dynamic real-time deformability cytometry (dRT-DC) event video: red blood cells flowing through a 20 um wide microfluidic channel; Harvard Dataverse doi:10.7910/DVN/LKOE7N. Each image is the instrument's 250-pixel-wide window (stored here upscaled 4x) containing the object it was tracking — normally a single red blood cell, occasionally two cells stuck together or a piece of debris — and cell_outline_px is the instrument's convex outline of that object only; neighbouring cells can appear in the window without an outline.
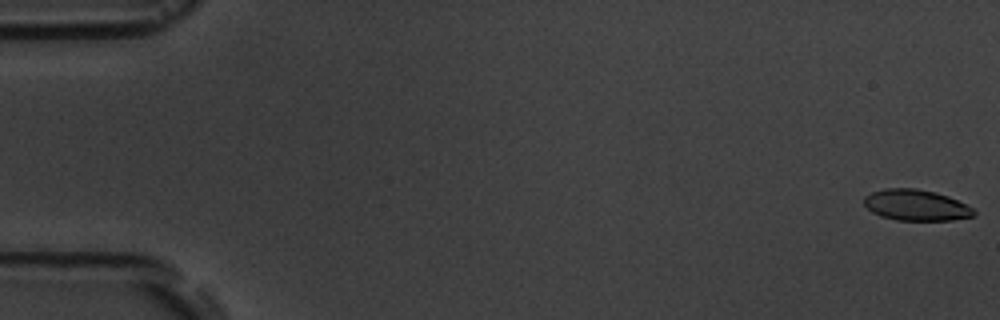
{"species": "common noctule bat (a hibernating species)", "species_latin": "Nyctalus noctula", "temperature_condition": "room temperature", "stored_images_in_passage": 8, "camera_frame_rate_fps": 3000, "um_per_image_px": 0.085, "animal": {"sex": "male", "body_mass_g": 19.5, "forearm_length_mm": 54.6}, "frame": {"image": 1, "passage_image": 1, "time_ms": 0.0, "image_size_px": [1000, 320], "cell_outline_px": [[976, 216], [952, 220], [896, 220], [880, 216], [872, 212], [864, 204], [864, 196], [872, 192], [884, 188], [916, 188], [936, 192], [948, 196], [972, 208], [976, 212]], "centroid_in_image_um": [77.85, 17.43], "position_along_channel_um": 7.1, "area_um2": 19.88}}
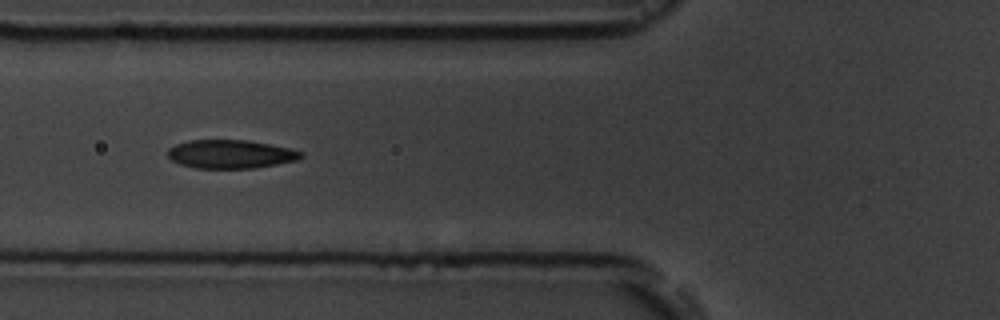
{"frame": {"image": 2, "passage_image": 7, "time_ms": 7.0, "image_size_px": [1000, 320], "cell_outline_px": [[304, 156], [296, 160], [276, 164], [252, 168], [196, 168], [180, 164], [172, 160], [168, 156], [168, 148], [176, 144], [188, 140], [248, 140], [288, 148], [304, 152]], "centroid_in_image_um": [19.58, 13.09], "position_along_channel_um": 106.2, "area_um2": 22.02}}
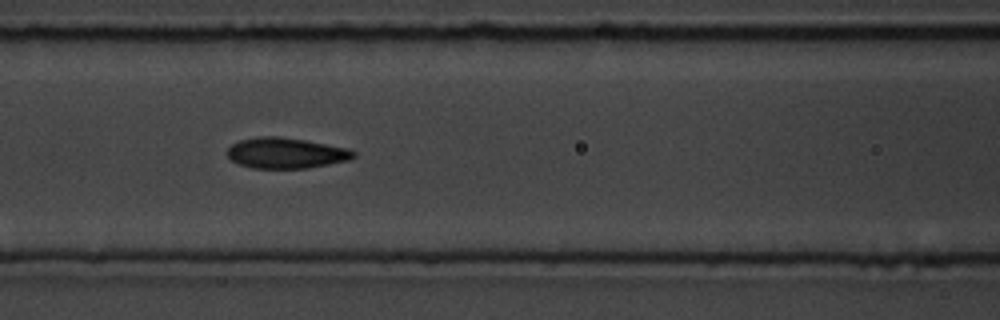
{"frame": {"image": 3, "passage_image": 8, "time_ms": 8.0, "image_size_px": [1000, 320], "cell_outline_px": [[356, 156], [348, 160], [308, 168], [252, 168], [240, 164], [232, 160], [228, 156], [228, 148], [232, 144], [240, 140], [256, 136], [276, 136], [304, 140], [348, 148], [356, 152]], "centroid_in_image_um": [24.31, 13.0], "position_along_channel_um": 142.3, "area_um2": 22.43}}